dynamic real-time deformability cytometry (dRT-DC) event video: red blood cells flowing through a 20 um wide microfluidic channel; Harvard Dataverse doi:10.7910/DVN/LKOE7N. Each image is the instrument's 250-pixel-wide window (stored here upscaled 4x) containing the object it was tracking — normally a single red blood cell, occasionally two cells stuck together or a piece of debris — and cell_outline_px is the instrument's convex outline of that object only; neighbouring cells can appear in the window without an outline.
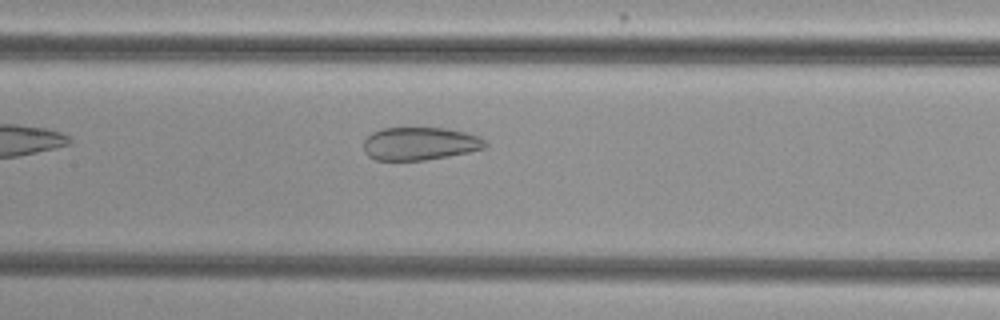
{"species": "common noctule bat (a hibernating species)", "species_latin": "Nyctalus noctula", "temperature_condition": "cold", "stored_images_in_passage": 27, "camera_frame_rate_fps": 3000, "um_per_image_px": 0.085, "animal": {"sex": "female", "body_mass_g": 29.2, "forearm_length_mm": 56.3}, "frame": {"image": 1, "passage_image": 11, "time_ms": 3.333, "image_size_px": [1000, 320], "cell_outline_px": [[488, 144], [484, 148], [468, 152], [448, 156], [424, 160], [376, 160], [368, 156], [364, 152], [364, 140], [372, 132], [380, 128], [444, 128], [468, 132], [480, 136]], "centroid_in_image_um": [35.69, 12.2], "position_along_channel_um": 171.7, "area_um2": 23.47}}
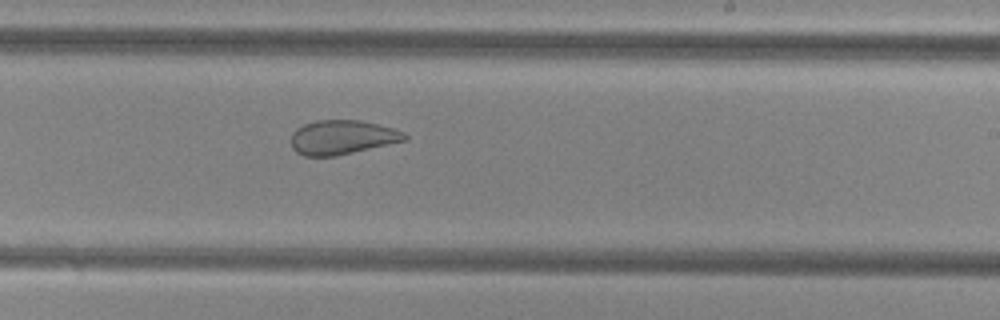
{"frame": {"image": 2, "passage_image": 18, "time_ms": 5.667, "image_size_px": [1000, 320], "cell_outline_px": [[408, 140], [336, 156], [304, 156], [296, 152], [292, 148], [292, 132], [296, 128], [304, 124], [316, 120], [360, 120], [380, 124], [396, 128], [404, 132], [408, 136]], "centroid_in_image_um": [29.12, 11.66], "position_along_channel_um": 259.9, "area_um2": 22.95}}
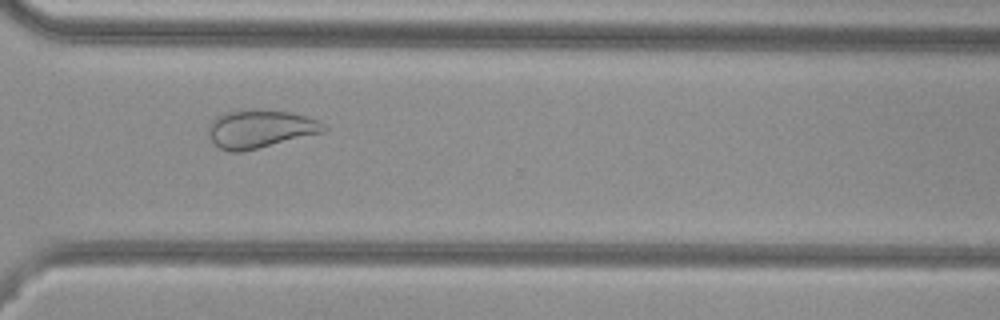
{"frame": {"image": 3, "passage_image": 25, "time_ms": 8.0, "image_size_px": [1000, 320], "cell_outline_px": [[328, 128], [324, 132], [244, 152], [232, 152], [220, 148], [212, 144], [208, 136], [208, 128], [212, 120], [216, 116], [228, 112], [288, 112], [304, 116], [316, 120], [324, 124]], "centroid_in_image_um": [22.08, 11.02], "position_along_channel_um": 348.5, "area_um2": 24.97}, "authors_computed_cell_mechanics": {"area_um2": 24.3338, "velocity_mm_per_s": 3.7935, "shape_relaxation_time_tau1_ms": null, "shape_relaxation_time_tau2_ms": 1.5542, "deformation_change_tau1": null, "deformation_change_tau2": 0.0774}}